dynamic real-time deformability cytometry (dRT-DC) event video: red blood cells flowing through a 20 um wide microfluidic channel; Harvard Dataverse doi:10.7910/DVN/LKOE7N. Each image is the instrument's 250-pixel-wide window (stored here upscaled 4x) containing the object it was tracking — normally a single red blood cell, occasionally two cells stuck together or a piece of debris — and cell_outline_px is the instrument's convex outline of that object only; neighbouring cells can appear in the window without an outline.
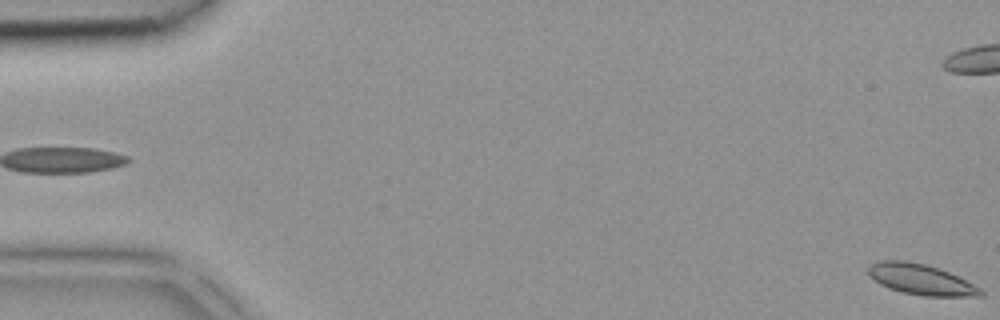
{"species": "common noctule bat (a hibernating species)", "species_latin": "Nyctalus noctula", "temperature_condition": "room temperature", "stored_images_in_passage": 3, "camera_frame_rate_fps": 3000, "um_per_image_px": 0.085, "animal": {"sex": "female", "body_mass_g": 18.4}, "frame": {"image": 1, "passage_image": 3, "time_ms": 0.667, "image_size_px": [1000, 320], "cell_outline_px": [[984, 296], [924, 296], [904, 292], [888, 288], [880, 284], [868, 276], [868, 268], [872, 264], [880, 260], [908, 260], [940, 268], [980, 288], [984, 292]], "centroid_in_image_um": [78.25, 23.75], "position_along_channel_um": 6.8, "area_um2": 19.94}}